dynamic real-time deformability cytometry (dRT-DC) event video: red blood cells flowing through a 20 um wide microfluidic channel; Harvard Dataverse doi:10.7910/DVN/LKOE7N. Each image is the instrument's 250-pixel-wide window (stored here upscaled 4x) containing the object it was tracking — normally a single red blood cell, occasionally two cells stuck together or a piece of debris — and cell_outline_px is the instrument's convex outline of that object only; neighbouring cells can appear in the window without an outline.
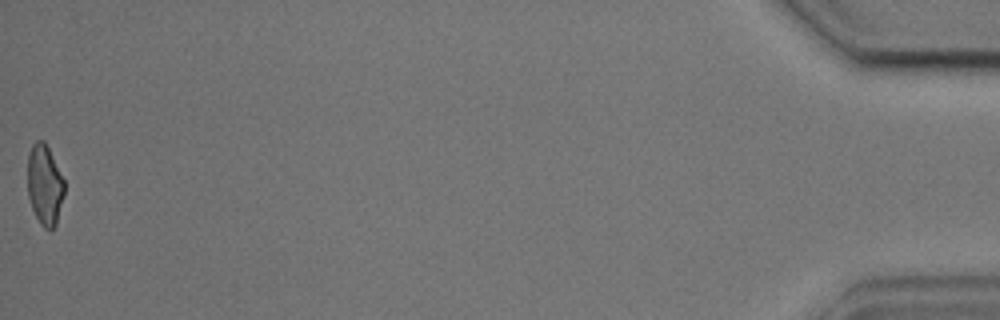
{"species": "common noctule bat (a hibernating species)", "species_latin": "Nyctalus noctula", "temperature_condition": "cold", "stored_images_in_passage": 41, "camera_frame_rate_fps": 3000, "um_per_image_px": 0.085, "animal": {"sex": "male", "body_mass_g": 17.9, "forearm_length_mm": 54.2}, "frame": {"image": 1, "passage_image": 41, "time_ms": 13.333, "image_size_px": [1000, 320], "cell_outline_px": [[64, 192], [56, 224], [52, 228], [44, 228], [40, 224], [32, 208], [28, 196], [28, 156], [32, 144], [36, 140], [44, 140], [64, 180]], "centroid_in_image_um": [3.78, 15.7], "position_along_channel_um": 431.4, "area_um2": 16.94}, "authors_computed_cell_mechanics": {"area_um2": 18.785, "velocity_mm_per_s": 3.5959, "shape_relaxation_time_tau1_ms": 9.2684, "shape_relaxation_time_tau2_ms": 1.5988, "deformation_change_tau1": 0.1714, "deformation_change_tau2": 0.0468}}